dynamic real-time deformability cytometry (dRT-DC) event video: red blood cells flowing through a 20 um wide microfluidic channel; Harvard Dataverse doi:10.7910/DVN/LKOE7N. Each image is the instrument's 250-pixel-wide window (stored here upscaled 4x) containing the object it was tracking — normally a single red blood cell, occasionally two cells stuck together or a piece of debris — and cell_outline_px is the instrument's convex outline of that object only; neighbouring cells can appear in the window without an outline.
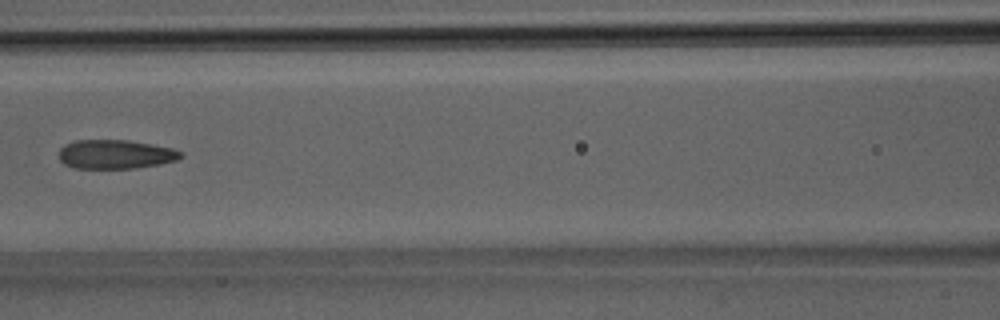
{"species": "Egyptian fruit bat (a non-hibernating species)", "species_latin": "Rousettus aegyptiacus", "temperature_condition": "room temperature", "stored_images_in_passage": 37, "camera_frame_rate_fps": 3000, "um_per_image_px": 0.085, "animal": {"sex": "male"}, "frame": {"image": 1, "passage_image": 17, "time_ms": 5.333, "image_size_px": [1000, 320], "cell_outline_px": [[184, 156], [176, 160], [160, 164], [136, 168], [76, 168], [64, 164], [60, 160], [60, 148], [64, 144], [76, 140], [128, 140], [152, 144], [172, 148], [184, 152]], "centroid_in_image_um": [9.84, 13.11], "position_along_channel_um": 156.8, "area_um2": 20.69}}
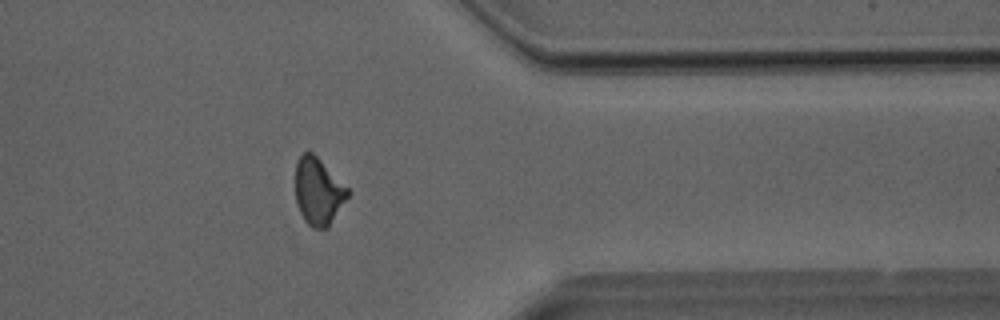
{"frame": {"image": 2, "passage_image": 30, "time_ms": 9.667, "image_size_px": [1000, 320], "cell_outline_px": [[352, 192], [328, 228], [312, 228], [304, 220], [296, 204], [296, 160], [304, 152], [312, 152]], "centroid_in_image_um": [27.06, 16.29], "position_along_channel_um": 384.3, "area_um2": 20.46}}
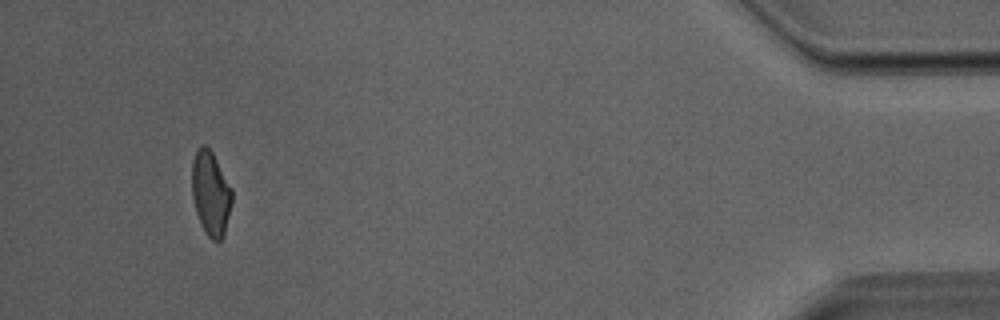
{"frame": {"image": 3, "passage_image": 35, "time_ms": 11.333, "image_size_px": [1000, 320], "cell_outline_px": [[232, 204], [224, 236], [216, 244], [204, 232], [200, 224], [196, 212], [192, 196], [192, 160], [196, 148], [200, 144], [204, 144], [212, 152], [232, 188]], "centroid_in_image_um": [17.91, 16.45], "position_along_channel_um": 417.3, "area_um2": 20.06}}